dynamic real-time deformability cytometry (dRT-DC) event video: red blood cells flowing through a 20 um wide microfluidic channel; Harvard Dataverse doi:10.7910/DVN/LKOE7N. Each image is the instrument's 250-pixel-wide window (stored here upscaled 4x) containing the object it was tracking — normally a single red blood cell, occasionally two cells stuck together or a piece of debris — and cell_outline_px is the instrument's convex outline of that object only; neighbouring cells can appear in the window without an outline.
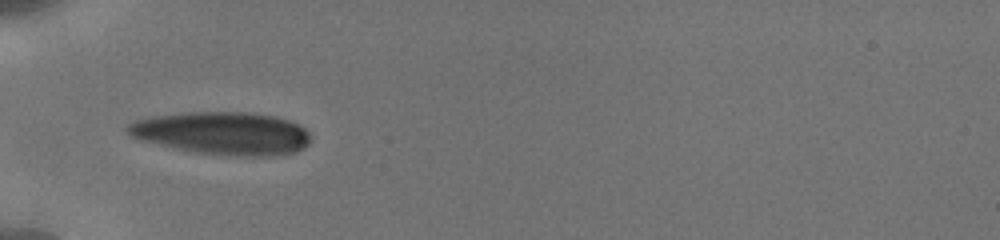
{"species": "human", "species_latin": "Homo sapiens", "temperature_condition": "cold", "stored_images_in_passage": 29, "camera_frame_rate_fps": 3000, "um_per_image_px": 0.085, "donor": {"sex": "male"}, "frame": {"image": 1, "passage_image": 1, "time_ms": 0.0, "image_size_px": [1000, 240], "cell_outline_px": [[312, 140], [304, 148], [296, 152], [272, 156], [252, 156], [196, 152], [144, 140], [132, 136], [124, 128], [128, 124], [136, 120], [152, 116], [180, 112], [244, 112], [276, 116], [292, 120], [300, 124], [312, 136]], "centroid_in_image_um": [18.99, 11.3], "position_along_channel_um": 66.0, "area_um2": 45.49}}
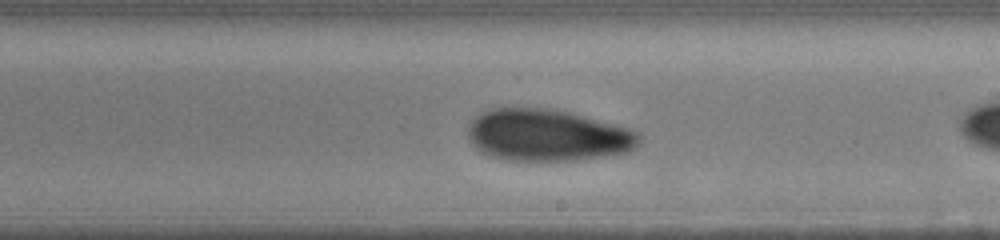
{"frame": {"image": 2, "passage_image": 10, "time_ms": 3.667, "image_size_px": [1000, 240], "cell_outline_px": [[640, 144], [636, 148], [628, 152], [576, 160], [508, 160], [488, 156], [480, 152], [472, 144], [468, 136], [468, 124], [480, 112], [492, 108], [552, 108], [572, 112], [632, 128], [640, 132]], "centroid_in_image_um": [46.56, 11.48], "position_along_channel_um": 242.4, "area_um2": 52.42}}
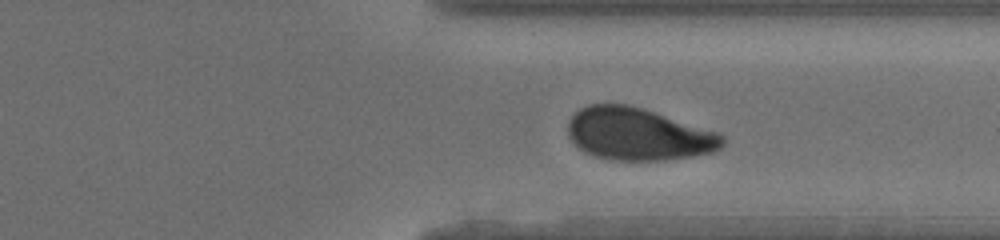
{"frame": {"image": 3, "passage_image": 23, "time_ms": 6.667, "image_size_px": [1000, 240], "cell_outline_px": [[724, 144], [720, 148], [712, 152], [692, 156], [668, 160], [608, 160], [584, 152], [568, 136], [568, 120], [580, 108], [588, 104], [628, 104], [716, 132], [724, 136]], "centroid_in_image_um": [54.21, 11.41], "position_along_channel_um": 357.2, "area_um2": 46.76}}